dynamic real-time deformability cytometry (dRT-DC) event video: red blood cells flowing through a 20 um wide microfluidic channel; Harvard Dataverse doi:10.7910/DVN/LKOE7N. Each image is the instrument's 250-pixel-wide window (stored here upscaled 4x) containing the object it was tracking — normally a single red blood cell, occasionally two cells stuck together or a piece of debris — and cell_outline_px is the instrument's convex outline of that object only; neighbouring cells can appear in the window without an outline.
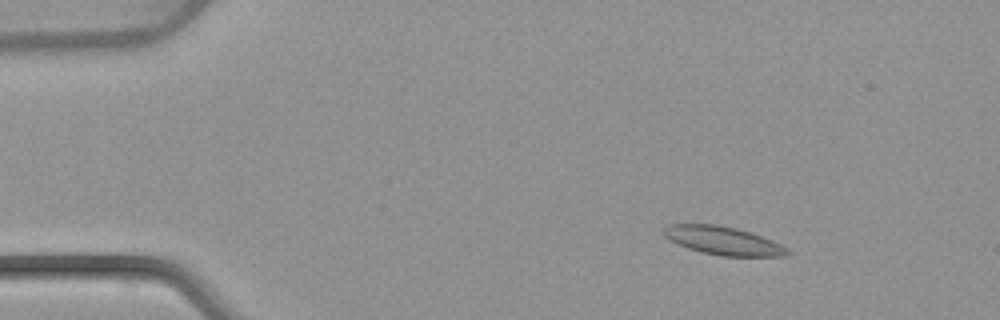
{"species": "common noctule bat (a hibernating species)", "species_latin": "Nyctalus noctula", "temperature_condition": "warm", "stored_images_in_passage": 4, "camera_frame_rate_fps": 3000, "um_per_image_px": 0.085, "animal": {"sex": "female", "body_mass_g": 22.7, "forearm_length_mm": 54.2}, "frame": {"image": 1, "passage_image": 2, "time_ms": 1.333, "image_size_px": [1000, 320], "cell_outline_px": [[792, 252], [788, 256], [720, 256], [700, 252], [688, 248], [664, 236], [664, 228], [668, 224], [716, 224], [736, 228], [772, 240], [788, 248]], "centroid_in_image_um": [61.5, 20.46], "position_along_channel_um": 23.5, "area_um2": 20.29}}